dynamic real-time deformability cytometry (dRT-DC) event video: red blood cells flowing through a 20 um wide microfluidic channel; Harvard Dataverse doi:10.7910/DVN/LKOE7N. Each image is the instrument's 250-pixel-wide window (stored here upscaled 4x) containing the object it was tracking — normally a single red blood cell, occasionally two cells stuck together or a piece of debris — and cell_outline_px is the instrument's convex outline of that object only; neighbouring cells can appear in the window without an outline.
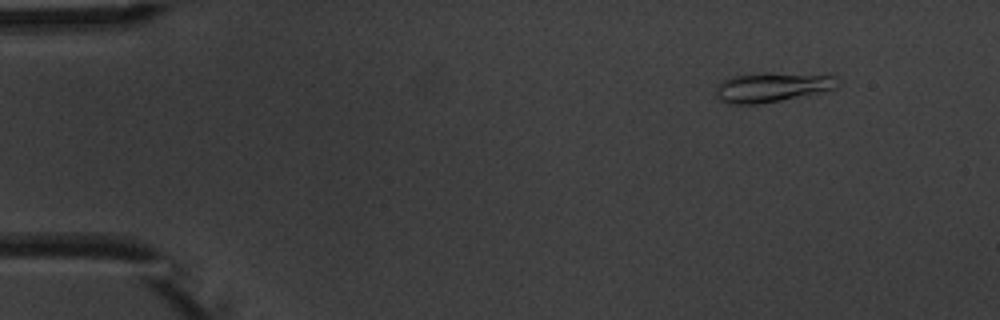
{"species": "common noctule bat (a hibernating species)", "species_latin": "Nyctalus noctula", "temperature_condition": "warm", "stored_images_in_passage": 7, "camera_frame_rate_fps": 3000, "um_per_image_px": 0.085, "animal": {"sex": "male", "body_mass_g": 20.1, "forearm_length_mm": 53.5}, "frame": {"image": 1, "passage_image": 2, "time_ms": 1.0, "image_size_px": [1000, 320], "cell_outline_px": [[840, 88], [780, 100], [756, 104], [728, 104], [720, 100], [716, 92], [716, 88], [724, 80], [732, 76], [756, 72], [832, 72], [840, 80]], "centroid_in_image_um": [65.8, 7.34], "position_along_channel_um": 19.2, "area_um2": 22.02}}
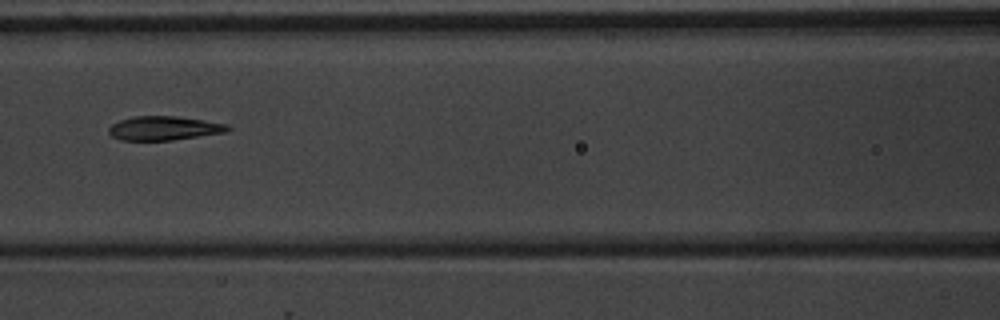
{"frame": {"image": 2, "passage_image": 7, "time_ms": 7.0, "image_size_px": [1000, 320], "cell_outline_px": [[232, 128], [228, 132], [172, 140], [120, 140], [112, 136], [108, 132], [108, 128], [112, 124], [120, 120], [132, 116], [176, 116], [204, 120], [228, 124]], "centroid_in_image_um": [13.96, 10.89], "position_along_channel_um": 152.6, "area_um2": 16.76}}